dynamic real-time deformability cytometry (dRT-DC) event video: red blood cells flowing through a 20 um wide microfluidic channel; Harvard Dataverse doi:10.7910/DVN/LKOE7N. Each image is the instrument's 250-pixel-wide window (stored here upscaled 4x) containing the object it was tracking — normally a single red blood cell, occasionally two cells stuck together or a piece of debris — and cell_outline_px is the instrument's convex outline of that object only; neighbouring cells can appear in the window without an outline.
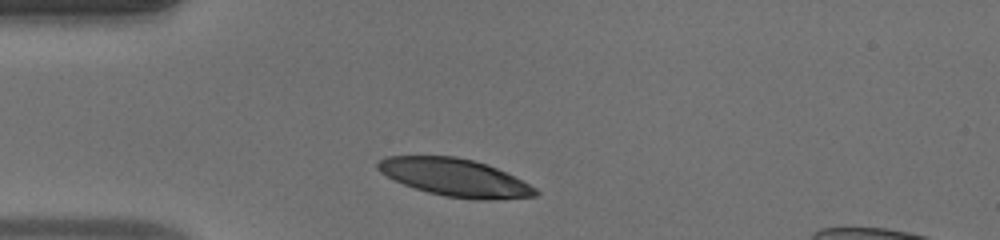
{"species": "human", "species_latin": "Homo sapiens", "temperature_condition": "warm", "stored_images_in_passage": 30, "camera_frame_rate_fps": 3000, "um_per_image_px": 0.085, "donor": {"sex": "male"}, "frame": {"image": 1, "passage_image": 1, "time_ms": 0.0, "image_size_px": [1000, 240], "cell_outline_px": [[536, 192], [532, 196], [480, 200], [444, 196], [428, 192], [404, 184], [380, 172], [376, 168], [376, 164], [380, 160], [388, 156], [452, 156], [472, 160], [496, 168], [536, 188]], "centroid_in_image_um": [38.6, 15.08], "position_along_channel_um": 46.4, "area_um2": 33.64}}
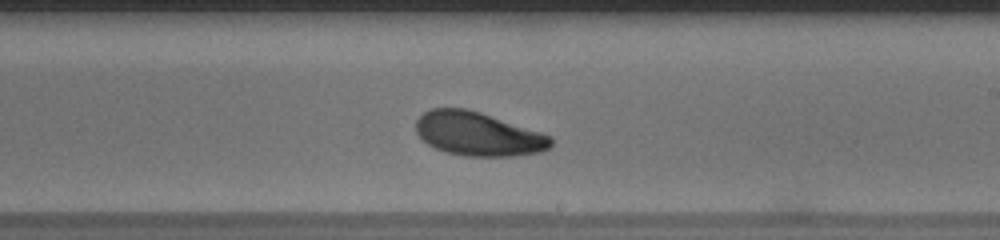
{"frame": {"image": 2, "passage_image": 17, "time_ms": 5.333, "image_size_px": [1000, 240], "cell_outline_px": [[552, 144], [548, 148], [540, 152], [512, 156], [464, 156], [448, 152], [436, 148], [428, 144], [416, 132], [416, 120], [424, 112], [432, 108], [464, 108], [480, 112], [540, 132], [548, 136], [552, 140]], "centroid_in_image_um": [40.61, 11.38], "position_along_channel_um": 248.4, "area_um2": 33.99}}
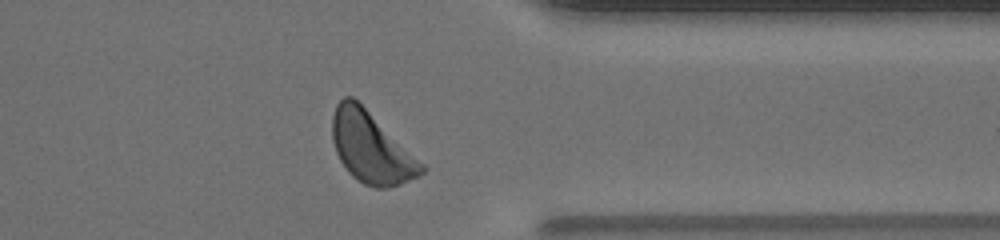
{"frame": {"image": 3, "passage_image": 27, "time_ms": 8.667, "image_size_px": [1000, 240], "cell_outline_px": [[428, 168], [420, 176], [400, 184], [384, 188], [376, 188], [364, 184], [352, 176], [348, 172], [340, 160], [336, 152], [332, 140], [332, 116], [336, 104], [344, 96], [352, 96], [424, 164]], "centroid_in_image_um": [31.54, 12.57], "position_along_channel_um": 379.9, "area_um2": 36.47}, "authors_computed_cell_mechanics": {"area_um2": 34.8534, "velocity_mm_per_s": 4.1581, "shape_relaxation_time_tau1_ms": 2.0072, "shape_relaxation_time_tau2_ms": null, "deformation_change_tau1": 0.1275, "deformation_change_tau2": null}}